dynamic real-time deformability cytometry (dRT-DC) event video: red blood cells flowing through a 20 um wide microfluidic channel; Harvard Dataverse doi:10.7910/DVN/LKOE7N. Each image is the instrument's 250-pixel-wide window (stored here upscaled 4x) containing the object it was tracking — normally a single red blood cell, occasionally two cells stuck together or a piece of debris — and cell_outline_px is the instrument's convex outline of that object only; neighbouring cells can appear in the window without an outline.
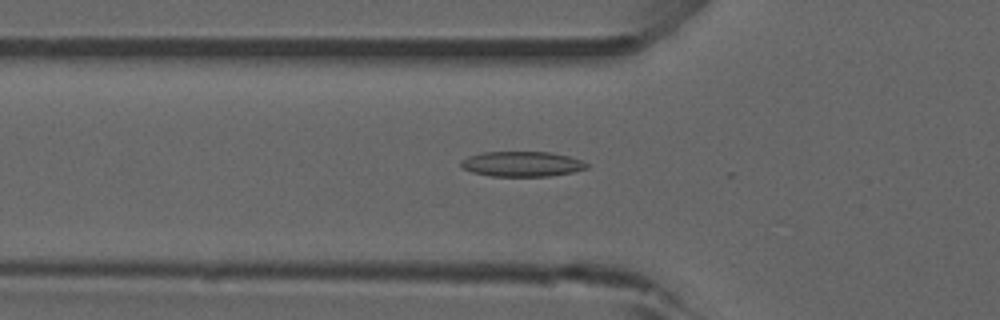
{"species": "common noctule bat (a hibernating species)", "species_latin": "Nyctalus noctula", "temperature_condition": "room temperature", "stored_images_in_passage": 28, "camera_frame_rate_fps": 3000, "um_per_image_px": 0.085, "animal": {"sex": "male", "forearm_length_mm": 52.5}, "frame": {"image": 1, "passage_image": 18, "time_ms": 5.667, "image_size_px": [1000, 320], "cell_outline_px": [[588, 168], [572, 172], [548, 176], [492, 176], [472, 172], [464, 168], [460, 164], [460, 160], [468, 156], [484, 152], [548, 152], [568, 156], [580, 160], [588, 164]], "centroid_in_image_um": [44.34, 13.94], "position_along_channel_um": 81.5, "area_um2": 18.26}}
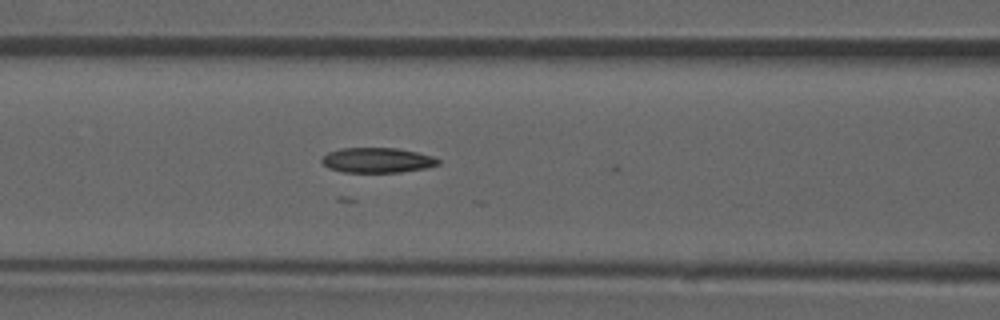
{"frame": {"image": 2, "passage_image": 22, "time_ms": 7.0, "image_size_px": [1000, 320], "cell_outline_px": [[440, 164], [424, 168], [400, 172], [344, 172], [328, 168], [320, 160], [328, 152], [340, 148], [396, 148], [416, 152], [432, 156], [440, 160]], "centroid_in_image_um": [32.05, 13.61], "position_along_channel_um": 134.6, "area_um2": 16.88}}